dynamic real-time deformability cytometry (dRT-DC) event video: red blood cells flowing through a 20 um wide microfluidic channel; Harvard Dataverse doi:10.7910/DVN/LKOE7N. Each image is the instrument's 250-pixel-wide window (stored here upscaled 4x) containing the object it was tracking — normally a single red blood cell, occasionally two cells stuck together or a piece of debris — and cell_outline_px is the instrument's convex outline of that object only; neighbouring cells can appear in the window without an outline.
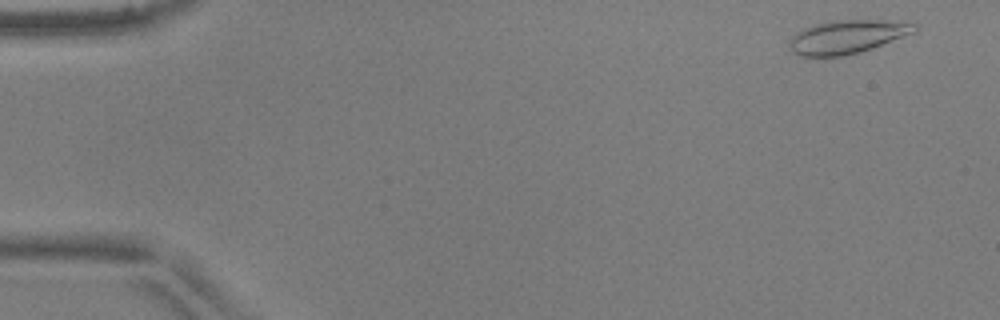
{"species": "common noctule bat (a hibernating species)", "species_latin": "Nyctalus noctula", "temperature_condition": "warm", "stored_images_in_passage": 15, "camera_frame_rate_fps": 3000, "um_per_image_px": 0.085, "animal": {"sex": "male", "body_mass_g": 17.9, "forearm_length_mm": 54.2}, "frame": {"image": 1, "passage_image": 3, "time_ms": 0.667, "image_size_px": [1000, 320], "cell_outline_px": [[916, 32], [872, 48], [860, 52], [844, 56], [800, 56], [792, 52], [788, 44], [792, 36], [796, 32], [804, 28], [816, 24], [832, 20], [884, 20], [916, 24]], "centroid_in_image_um": [71.98, 3.13], "position_along_channel_um": 13.0, "area_um2": 24.33}}